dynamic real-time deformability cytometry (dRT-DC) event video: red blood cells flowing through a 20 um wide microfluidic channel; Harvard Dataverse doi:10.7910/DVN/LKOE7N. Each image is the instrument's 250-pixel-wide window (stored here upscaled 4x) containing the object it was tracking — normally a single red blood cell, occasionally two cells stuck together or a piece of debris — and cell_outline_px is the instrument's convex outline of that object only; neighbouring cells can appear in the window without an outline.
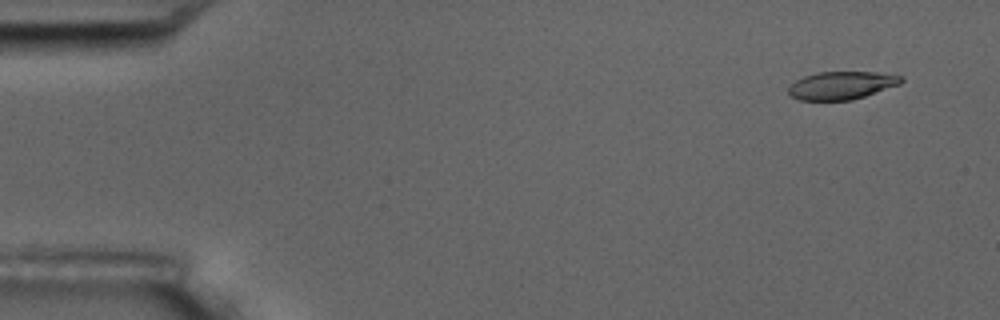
{"species": "common noctule bat (a hibernating species)", "species_latin": "Nyctalus noctula", "temperature_condition": "room temperature", "stored_images_in_passage": 6, "segment_of_instrument_passage": [2, 2], "camera_frame_rate_fps": 3000, "um_per_image_px": 0.085, "animal": {"sex": "male", "body_mass_g": 17.5, "forearm_length_mm": 52.3}, "frame": {"image": 1, "passage_image": 6, "time_ms": 5.667, "image_size_px": [1000, 320], "cell_outline_px": [[904, 80], [900, 84], [852, 100], [800, 100], [792, 96], [788, 92], [788, 88], [796, 80], [804, 76], [816, 72], [876, 72], [904, 76]], "centroid_in_image_um": [71.55, 7.25], "position_along_channel_um": 13.5, "area_um2": 18.26}}